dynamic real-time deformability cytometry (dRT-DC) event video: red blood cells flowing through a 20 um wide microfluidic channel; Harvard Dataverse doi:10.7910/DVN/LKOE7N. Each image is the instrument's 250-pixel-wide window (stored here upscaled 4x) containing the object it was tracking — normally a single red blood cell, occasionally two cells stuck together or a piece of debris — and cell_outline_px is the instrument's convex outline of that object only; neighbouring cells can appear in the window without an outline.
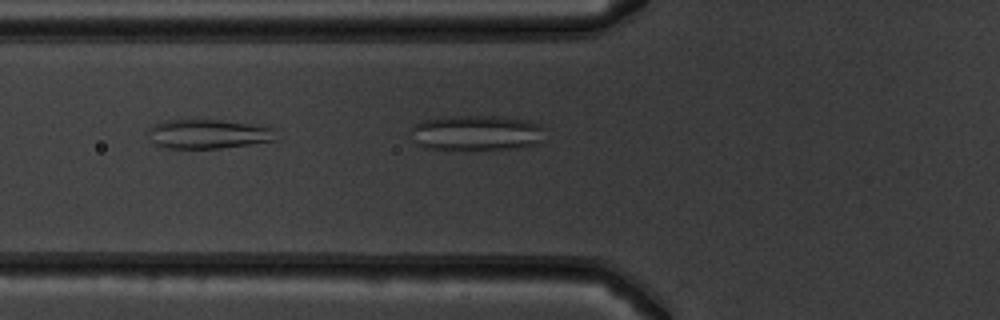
{"species": "common noctule bat (a hibernating species)", "species_latin": "Nyctalus noctula", "temperature_condition": "warm", "stored_images_in_passage": 22, "camera_frame_rate_fps": 3000, "um_per_image_px": 0.085, "animal": {"sex": "male", "body_mass_g": 19.5, "forearm_length_mm": 54.6}, "frame": {"image": 1, "passage_image": 19, "time_ms": 6.0, "image_size_px": [1000, 320], "cell_outline_px": [[276, 140], [220, 148], [164, 148], [156, 144], [152, 140], [148, 132], [148, 128], [164, 120], [220, 120], [248, 124], [272, 128]], "centroid_in_image_um": [17.64, 11.39], "position_along_channel_um": 108.2, "area_um2": 21.33}}